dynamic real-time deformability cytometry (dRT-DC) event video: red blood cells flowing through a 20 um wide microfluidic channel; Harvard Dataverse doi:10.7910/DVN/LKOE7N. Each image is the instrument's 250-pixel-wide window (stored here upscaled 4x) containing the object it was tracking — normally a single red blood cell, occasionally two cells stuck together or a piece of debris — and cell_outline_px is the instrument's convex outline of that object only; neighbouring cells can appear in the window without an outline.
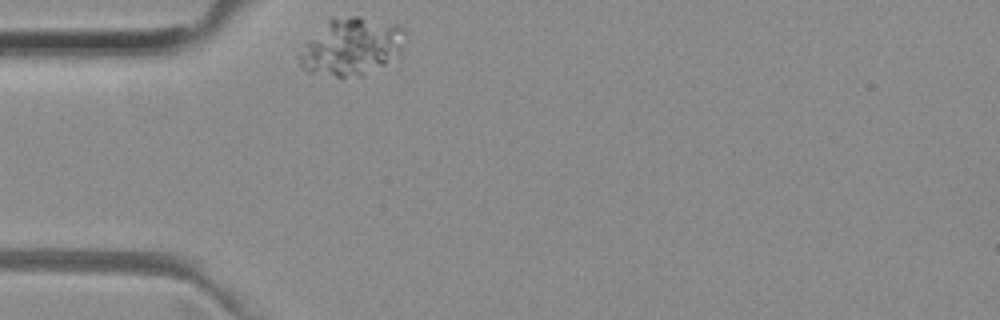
{"species": "common noctule bat (a hibernating species)", "species_latin": "Nyctalus noctula", "temperature_condition": "room temperature", "stored_images_in_passage": 13, "camera_frame_rate_fps": 3000, "um_per_image_px": 0.085, "animal": {"sex": "female", "body_mass_g": 29.2, "forearm_length_mm": 56.3}, "frame": {"image": 1, "passage_image": 1, "time_ms": 0.0, "image_size_px": [1000, 320], "cell_outline_px": [[404, 32], [400, 52], [384, 64], [364, 76], [336, 76], [308, 72], [300, 64], [300, 52], [304, 40], [332, 16], [356, 16], [396, 24], [404, 28]], "centroid_in_image_um": [29.81, 3.94], "position_along_channel_um": 55.2, "area_um2": 35.26}}
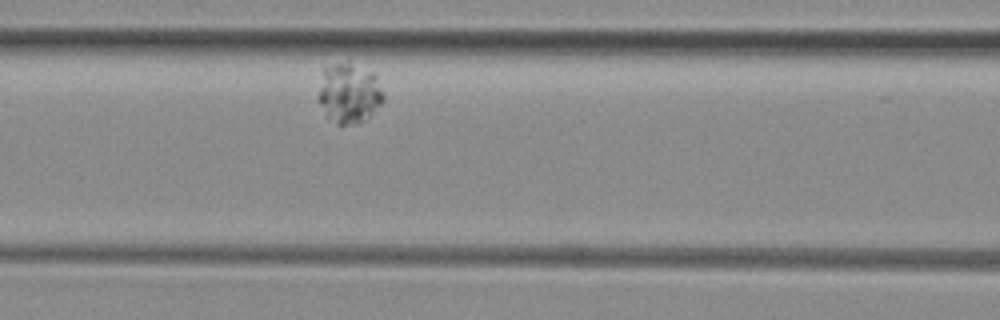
{"frame": {"image": 2, "passage_image": 9, "time_ms": 2.667, "image_size_px": [1000, 320], "cell_outline_px": [[384, 100], [360, 124], [336, 124], [328, 116], [316, 100], [316, 96], [324, 68], [336, 64], [348, 64], [376, 72], [384, 96]], "centroid_in_image_um": [29.67, 7.94], "position_along_channel_um": 136.9, "area_um2": 22.6}}
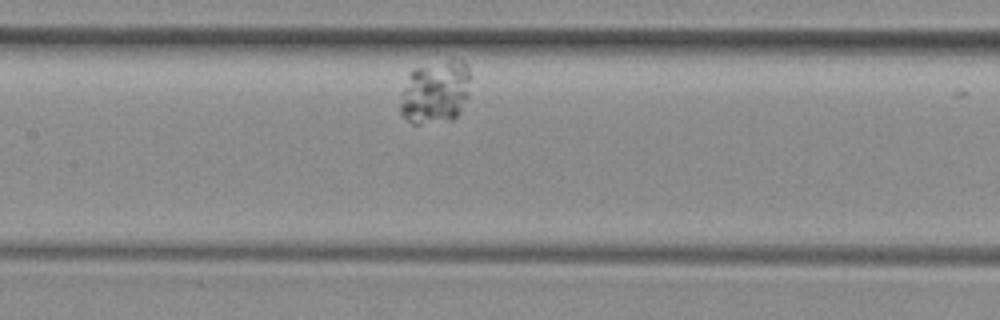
{"frame": {"image": 3, "passage_image": 12, "time_ms": 3.667, "image_size_px": [1000, 320], "cell_outline_px": [[468, 96], [460, 112], [452, 120], [420, 124], [412, 124], [400, 112], [400, 92], [412, 68], [452, 56], [464, 60], [468, 64]], "centroid_in_image_um": [36.99, 7.76], "position_along_channel_um": 170.4, "area_um2": 26.65}}